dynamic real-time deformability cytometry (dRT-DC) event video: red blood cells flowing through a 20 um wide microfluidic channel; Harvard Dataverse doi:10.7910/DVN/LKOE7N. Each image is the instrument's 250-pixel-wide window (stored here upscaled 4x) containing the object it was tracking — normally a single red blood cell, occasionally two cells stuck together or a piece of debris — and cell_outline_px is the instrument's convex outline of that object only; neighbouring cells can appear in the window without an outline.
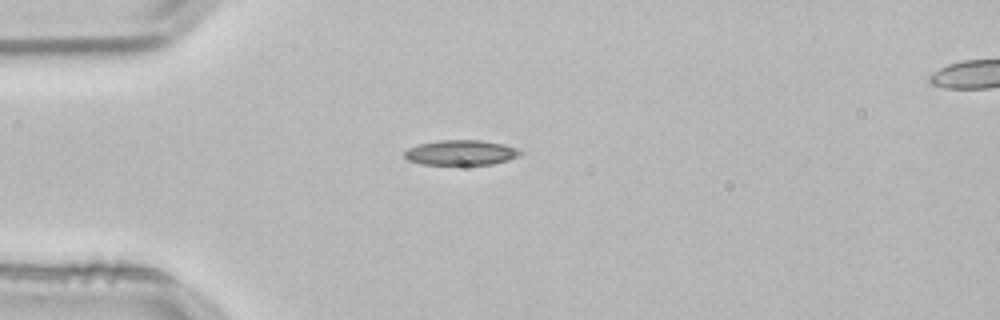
{"species": "common noctule bat (a hibernating species)", "species_latin": "Nyctalus noctula", "temperature_condition": "room temperature", "stored_images_in_passage": 2, "segment_of_instrument_passage": [1, 2], "camera_frame_rate_fps": 3000, "um_per_image_px": 0.085, "animal": {"sex": "male", "body_mass_g": 21.5, "forearm_length_mm": 52.0}, "frame": {"image": 1, "passage_image": 1, "time_ms": 0.0, "image_size_px": [1000, 320], "cell_outline_px": [[524, 152], [520, 156], [508, 160], [492, 164], [420, 164], [408, 160], [404, 156], [404, 152], [408, 148], [420, 144], [436, 140], [480, 140], [504, 144], [516, 148]], "centroid_in_image_um": [39.2, 12.96], "position_along_channel_um": 45.8, "area_um2": 16.94}}